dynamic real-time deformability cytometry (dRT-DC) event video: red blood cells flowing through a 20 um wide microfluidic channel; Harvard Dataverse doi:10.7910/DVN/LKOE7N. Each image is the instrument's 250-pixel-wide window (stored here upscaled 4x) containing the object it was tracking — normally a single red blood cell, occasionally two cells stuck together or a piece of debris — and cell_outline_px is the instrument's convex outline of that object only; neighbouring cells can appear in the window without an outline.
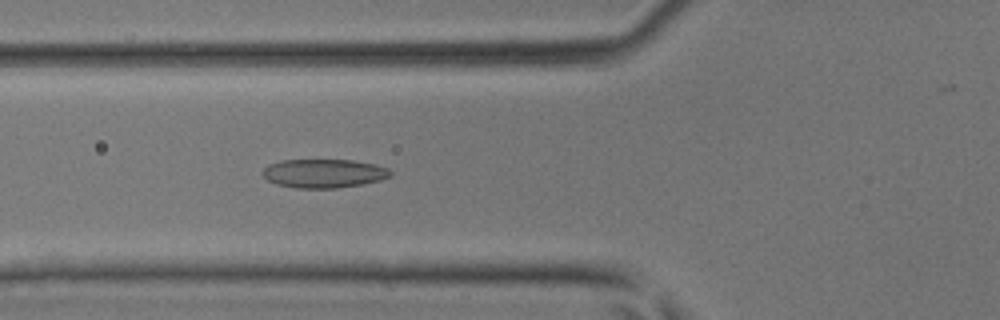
{"species": "common noctule bat (a hibernating species)", "species_latin": "Nyctalus noctula", "temperature_condition": "room temperature", "stored_images_in_passage": 33, "camera_frame_rate_fps": 3000, "um_per_image_px": 0.085, "animal": {"sex": "male", "body_mass_g": 17.9, "forearm_length_mm": 54.2}, "frame": {"image": 1, "passage_image": 9, "time_ms": 2.667, "image_size_px": [1000, 320], "cell_outline_px": [[392, 176], [380, 180], [360, 184], [336, 188], [296, 188], [276, 184], [268, 180], [260, 172], [268, 164], [280, 160], [352, 160], [376, 164], [388, 168], [392, 172]], "centroid_in_image_um": [27.51, 14.73], "position_along_channel_um": 98.3, "area_um2": 21.5}}
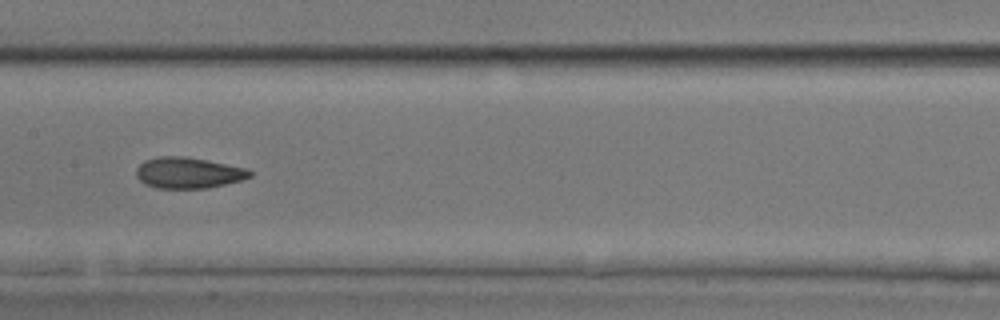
{"frame": {"image": 2, "passage_image": 15, "time_ms": 4.667, "image_size_px": [1000, 320], "cell_outline_px": [[252, 176], [240, 180], [208, 188], [156, 188], [144, 184], [136, 176], [136, 168], [144, 160], [156, 156], [184, 156], [244, 168], [252, 172]], "centroid_in_image_um": [15.93, 14.69], "position_along_channel_um": 191.5, "area_um2": 20.35}}
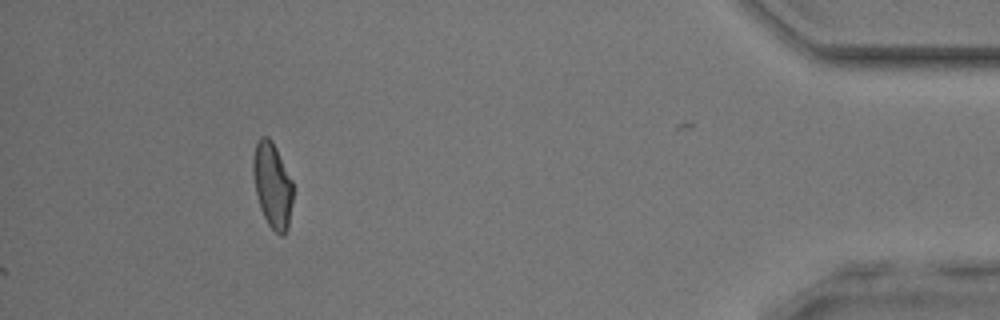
{"frame": {"image": 3, "passage_image": 33, "time_ms": 10.667, "image_size_px": [1000, 320], "cell_outline_px": [[292, 200], [288, 228], [284, 236], [280, 236], [268, 224], [260, 208], [256, 192], [252, 172], [252, 156], [256, 144], [260, 136], [268, 136], [272, 140], [292, 180]], "centroid_in_image_um": [23.14, 15.73], "position_along_channel_um": 412.1, "area_um2": 19.83}}